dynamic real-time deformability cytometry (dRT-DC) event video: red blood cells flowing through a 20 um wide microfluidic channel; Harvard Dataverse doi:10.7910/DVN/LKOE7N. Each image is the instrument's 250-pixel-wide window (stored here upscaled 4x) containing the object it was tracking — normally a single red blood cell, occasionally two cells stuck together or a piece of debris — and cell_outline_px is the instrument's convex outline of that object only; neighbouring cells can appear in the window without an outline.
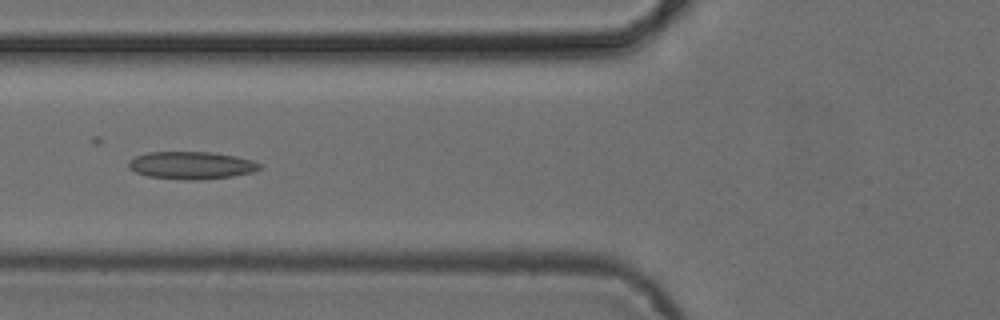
{"species": "common noctule bat (a hibernating species)", "species_latin": "Nyctalus noctula", "temperature_condition": "cold", "stored_images_in_passage": 47, "camera_frame_rate_fps": 3000, "um_per_image_px": 0.085, "animal": {"sex": "female", "body_mass_g": 24.6, "forearm_length_mm": 56.2}, "frame": {"image": 1, "passage_image": 19, "time_ms": 6.0, "image_size_px": [1000, 320], "cell_outline_px": [[264, 168], [252, 172], [232, 176], [196, 180], [188, 180], [148, 176], [136, 172], [128, 168], [128, 160], [136, 156], [148, 152], [212, 152], [236, 156], [252, 160], [260, 164]], "centroid_in_image_um": [16.27, 14.05], "position_along_channel_um": 109.5, "area_um2": 21.04}}
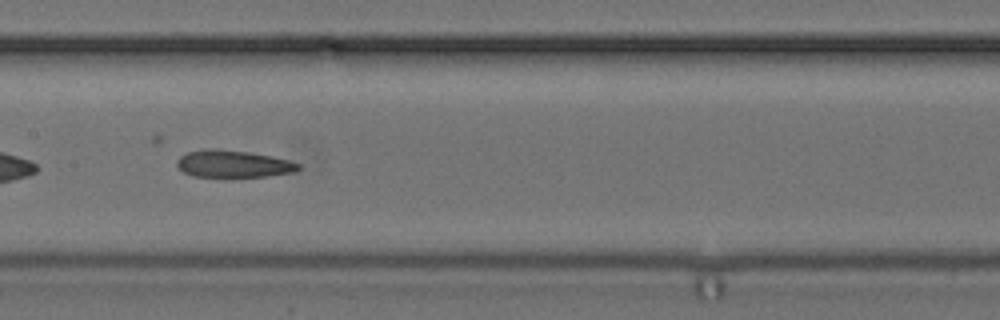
{"frame": {"image": 2, "passage_image": 25, "time_ms": 8.0, "image_size_px": [1000, 320], "cell_outline_px": [[300, 168], [296, 172], [264, 176], [192, 176], [184, 172], [176, 164], [176, 160], [180, 156], [188, 152], [204, 148], [216, 148], [248, 152], [272, 156], [288, 160], [300, 164]], "centroid_in_image_um": [19.81, 13.91], "position_along_channel_um": 187.6, "area_um2": 19.13}}
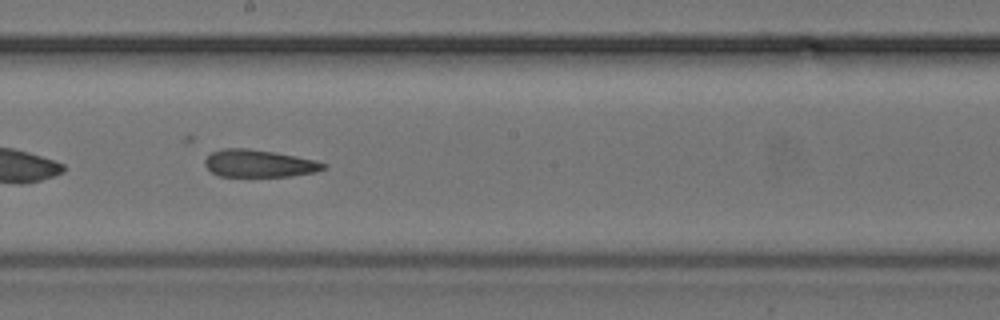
{"frame": {"image": 3, "passage_image": 28, "time_ms": 9.0, "image_size_px": [1000, 320], "cell_outline_px": [[328, 168], [316, 172], [292, 176], [220, 176], [212, 172], [204, 164], [204, 160], [212, 152], [224, 148], [248, 148], [296, 156], [328, 164]], "centroid_in_image_um": [22.04, 13.9], "position_along_channel_um": 226.2, "area_um2": 18.84}}